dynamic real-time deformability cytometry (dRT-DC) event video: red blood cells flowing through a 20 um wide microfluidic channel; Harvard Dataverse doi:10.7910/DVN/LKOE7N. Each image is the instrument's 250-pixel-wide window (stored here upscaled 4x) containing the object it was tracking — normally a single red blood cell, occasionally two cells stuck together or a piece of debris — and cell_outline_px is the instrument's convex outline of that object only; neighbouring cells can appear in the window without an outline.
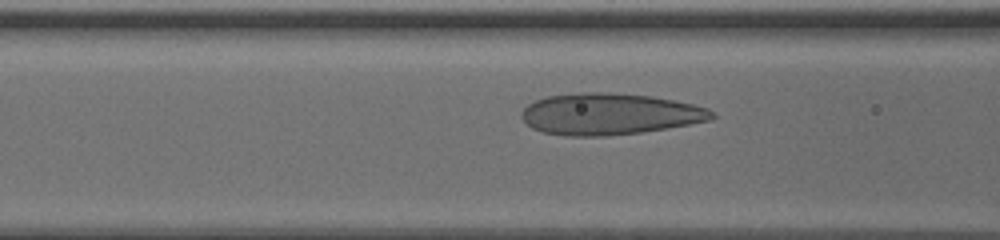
{"species": "human", "species_latin": "Homo sapiens", "temperature_condition": "cold", "stored_images_in_passage": 32, "camera_frame_rate_fps": 3000, "um_per_image_px": 0.085, "donor": {"sex": "male"}, "frame": {"image": 1, "passage_image": 6, "time_ms": 1.667, "image_size_px": [1000, 240], "cell_outline_px": [[716, 116], [708, 120], [688, 124], [640, 132], [604, 136], [564, 136], [544, 132], [532, 128], [520, 116], [520, 112], [528, 104], [536, 100], [548, 96], [580, 92], [608, 92], [652, 96], [692, 104], [708, 108]], "centroid_in_image_um": [51.76, 9.68], "position_along_channel_um": 114.8, "area_um2": 45.72}}
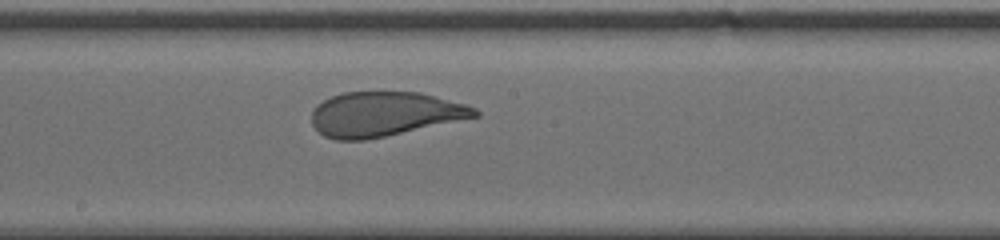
{"frame": {"image": 2, "passage_image": 14, "time_ms": 4.333, "image_size_px": [1000, 240], "cell_outline_px": [[480, 116], [384, 136], [364, 140], [336, 140], [324, 136], [312, 124], [312, 112], [316, 104], [332, 96], [344, 92], [420, 92], [464, 104], [476, 108], [480, 112]], "centroid_in_image_um": [32.66, 9.69], "position_along_channel_um": 215.5, "area_um2": 42.02}}
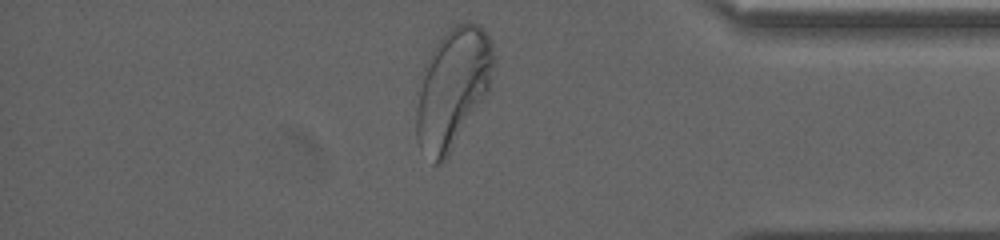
{"frame": {"image": 3, "passage_image": 30, "time_ms": 9.667, "image_size_px": [1000, 240], "cell_outline_px": [[496, 60], [488, 92], [448, 156], [440, 164], [432, 164], [420, 144], [416, 136], [416, 108], [424, 68], [432, 48], [444, 32], [448, 28], [456, 24], [468, 20], [480, 24], [484, 28], [492, 44]], "centroid_in_image_um": [38.51, 7.43], "position_along_channel_um": 396.7, "area_um2": 53.93}}